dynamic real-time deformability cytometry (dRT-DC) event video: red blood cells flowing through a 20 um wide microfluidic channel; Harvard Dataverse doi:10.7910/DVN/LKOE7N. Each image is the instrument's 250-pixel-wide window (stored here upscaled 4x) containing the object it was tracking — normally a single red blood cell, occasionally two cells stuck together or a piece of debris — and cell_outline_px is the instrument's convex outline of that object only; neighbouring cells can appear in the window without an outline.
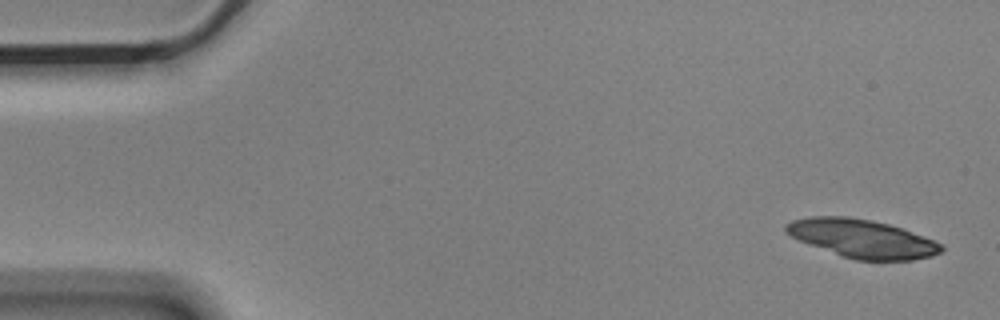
{"species": "Egyptian fruit bat (a non-hibernating species)", "species_latin": "Rousettus aegyptiacus", "temperature_condition": "cold", "stored_images_in_passage": 4, "camera_frame_rate_fps": 3000, "um_per_image_px": 0.085, "animal": {"sex": "male"}, "frame": {"image": 1, "passage_image": 1, "time_ms": 0.0, "image_size_px": [1000, 320], "cell_outline_px": [[944, 248], [940, 252], [932, 256], [912, 260], [856, 260], [840, 256], [808, 244], [784, 232], [784, 224], [792, 220], [808, 216], [848, 216], [872, 220], [888, 224], [900, 228], [932, 240], [940, 244]], "centroid_in_image_um": [73.21, 20.27], "position_along_channel_um": 11.8, "area_um2": 34.56}}